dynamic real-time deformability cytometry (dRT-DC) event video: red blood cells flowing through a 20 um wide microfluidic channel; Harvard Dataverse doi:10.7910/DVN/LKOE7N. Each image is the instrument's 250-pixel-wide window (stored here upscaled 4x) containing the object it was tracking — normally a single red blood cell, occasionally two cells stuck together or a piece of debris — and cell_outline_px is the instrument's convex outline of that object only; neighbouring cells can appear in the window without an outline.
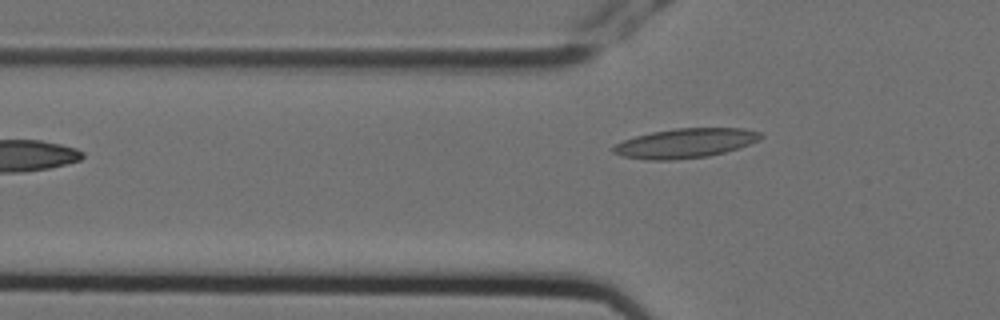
{"species": "Egyptian fruit bat (a non-hibernating species)", "species_latin": "Rousettus aegyptiacus", "temperature_condition": "cold", "stored_images_in_passage": 4, "camera_frame_rate_fps": 3000, "um_per_image_px": 0.085, "animal": {"sex": "female"}, "frame": {"image": 1, "passage_image": 4, "time_ms": 1.0, "image_size_px": [1000, 320], "cell_outline_px": [[764, 136], [760, 140], [724, 152], [708, 156], [672, 160], [648, 160], [620, 156], [612, 152], [612, 148], [616, 144], [624, 140], [636, 136], [652, 132], [676, 128], [744, 128], [760, 132]], "centroid_in_image_um": [58.24, 12.17], "position_along_channel_um": 67.6, "area_um2": 25.26}}